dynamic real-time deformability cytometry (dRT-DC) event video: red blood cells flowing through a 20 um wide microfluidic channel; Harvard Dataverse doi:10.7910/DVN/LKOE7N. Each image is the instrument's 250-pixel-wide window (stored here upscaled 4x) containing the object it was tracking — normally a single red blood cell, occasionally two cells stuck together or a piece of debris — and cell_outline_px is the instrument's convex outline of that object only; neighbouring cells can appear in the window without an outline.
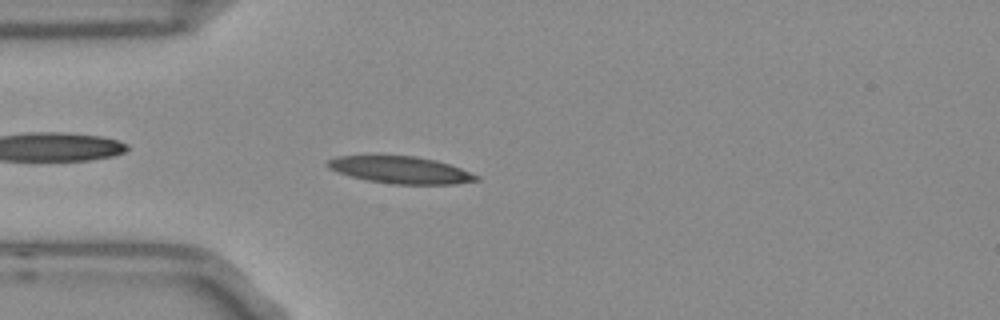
{"species": "Egyptian fruit bat (a non-hibernating species)", "species_latin": "Rousettus aegyptiacus", "temperature_condition": "room temperature", "stored_images_in_passage": 52, "camera_frame_rate_fps": 3000, "um_per_image_px": 0.085, "frame": {"image": 1, "passage_image": 13, "time_ms": 4.0, "image_size_px": [1000, 320], "cell_outline_px": [[480, 180], [456, 184], [392, 184], [368, 180], [336, 172], [328, 168], [324, 164], [328, 160], [336, 156], [416, 156], [436, 160], [460, 168], [480, 176]], "centroid_in_image_um": [34.05, 14.45], "position_along_channel_um": 51.0, "area_um2": 23.41}}
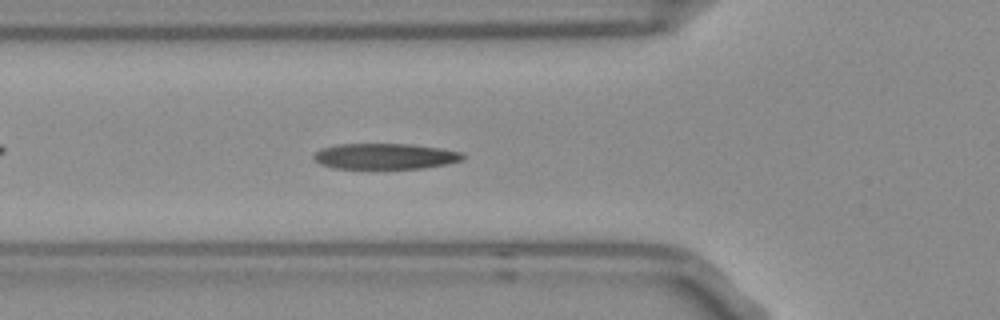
{"frame": {"image": 2, "passage_image": 17, "time_ms": 5.333, "image_size_px": [1000, 320], "cell_outline_px": [[464, 156], [460, 160], [448, 164], [424, 168], [336, 168], [320, 164], [312, 156], [320, 148], [336, 144], [412, 144], [440, 148], [460, 152]], "centroid_in_image_um": [32.71, 13.27], "position_along_channel_um": 93.1, "area_um2": 22.25}}
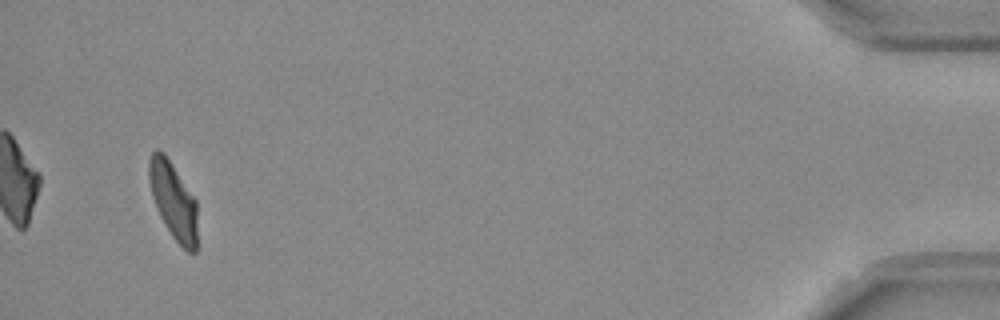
{"frame": {"image": 3, "passage_image": 50, "time_ms": 16.333, "image_size_px": [1000, 320], "cell_outline_px": [[196, 252], [188, 252], [172, 236], [160, 216], [156, 208], [152, 196], [148, 176], [148, 160], [152, 152], [156, 148], [164, 152], [196, 200]], "centroid_in_image_um": [14.7, 17.01], "position_along_channel_um": 420.5, "area_um2": 21.5}, "authors_computed_cell_mechanics": {"area_um2": 22.4264, "velocity_mm_per_s": 3.7286, "shape_relaxation_time_tau1_ms": 4.6192, "shape_relaxation_time_tau2_ms": 1.3846, "deformation_change_tau1": 0.1845, "deformation_change_tau2": 0.0981}}